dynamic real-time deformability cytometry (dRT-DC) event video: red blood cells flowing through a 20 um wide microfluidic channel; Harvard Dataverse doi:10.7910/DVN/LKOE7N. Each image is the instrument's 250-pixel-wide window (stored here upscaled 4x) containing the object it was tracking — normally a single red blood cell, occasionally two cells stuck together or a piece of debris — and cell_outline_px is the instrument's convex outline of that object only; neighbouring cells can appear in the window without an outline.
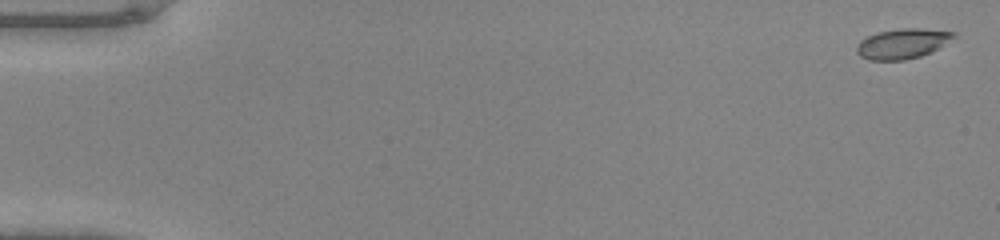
{"species": "common noctule bat (a hibernating species)", "species_latin": "Nyctalus noctula", "temperature_condition": "warm", "stored_images_in_passage": 50, "camera_frame_rate_fps": 3000, "um_per_image_px": 0.085, "animal": {"sex": "male", "body_mass_g": 20.0, "forearm_length_mm": 53.3}, "frame": {"image": 1, "passage_image": 2, "time_ms": 0.333, "image_size_px": [1000, 240], "cell_outline_px": [[956, 36], [936, 48], [920, 56], [904, 60], [868, 60], [860, 56], [856, 52], [856, 44], [860, 40], [868, 36], [880, 32], [904, 28], [920, 28], [956, 32]], "centroid_in_image_um": [76.65, 3.71], "position_along_channel_um": 8.3, "area_um2": 16.7}}
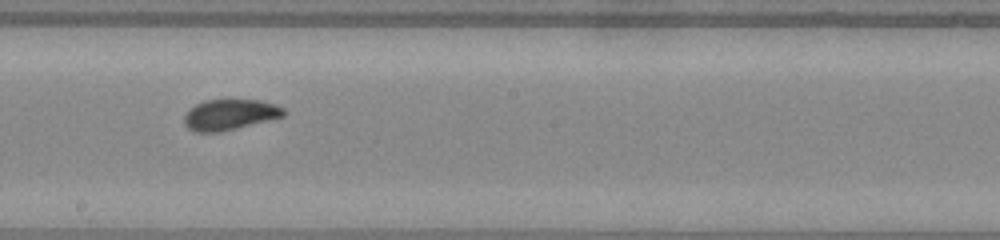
{"frame": {"image": 2, "passage_image": 29, "time_ms": 9.333, "image_size_px": [1000, 240], "cell_outline_px": [[288, 112], [284, 116], [220, 132], [196, 132], [188, 128], [184, 124], [184, 116], [196, 104], [204, 100], [260, 100], [276, 104], [284, 108]], "centroid_in_image_um": [19.56, 9.74], "position_along_channel_um": 228.6, "area_um2": 17.69}}
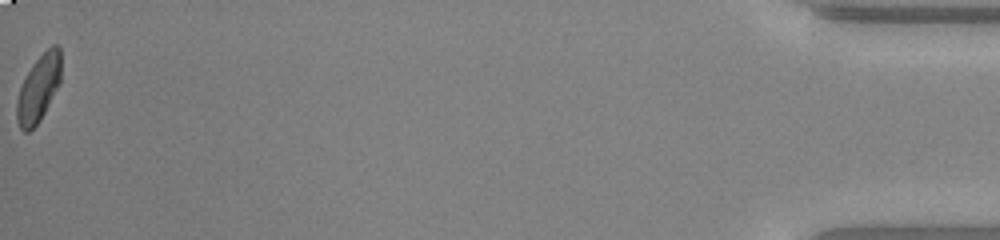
{"frame": {"image": 3, "passage_image": 50, "time_ms": 16.333, "image_size_px": [1000, 240], "cell_outline_px": [[60, 80], [40, 120], [28, 132], [24, 132], [20, 128], [16, 120], [16, 100], [20, 88], [32, 64], [52, 44], [56, 44], [60, 48]], "centroid_in_image_um": [3.25, 7.52], "position_along_channel_um": 432.0, "area_um2": 16.82}}